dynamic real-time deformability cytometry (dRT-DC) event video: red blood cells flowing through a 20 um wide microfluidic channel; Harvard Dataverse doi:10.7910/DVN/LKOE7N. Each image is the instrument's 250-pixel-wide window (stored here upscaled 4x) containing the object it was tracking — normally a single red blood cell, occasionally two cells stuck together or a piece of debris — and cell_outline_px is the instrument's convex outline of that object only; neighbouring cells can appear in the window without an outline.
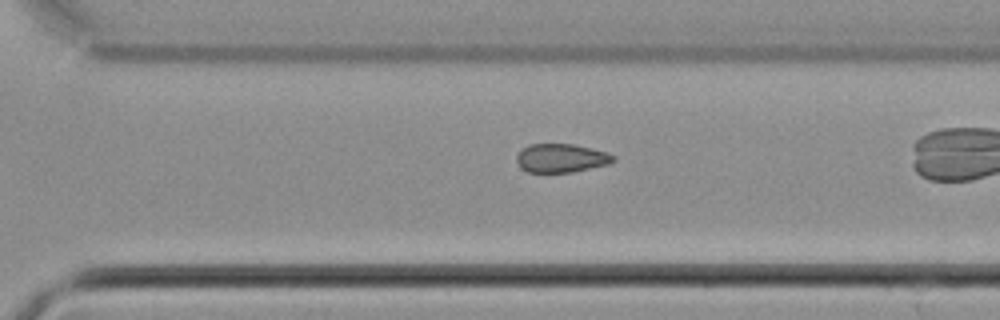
{"species": "common noctule bat (a hibernating species)", "species_latin": "Nyctalus noctula", "temperature_condition": "cold", "stored_images_in_passage": 27, "camera_frame_rate_fps": 3000, "um_per_image_px": 0.085, "animal": {"sex": "male", "body_mass_g": 21.5, "forearm_length_mm": 52.0}, "frame": {"image": 1, "passage_image": 23, "time_ms": 7.333, "image_size_px": [1000, 320], "cell_outline_px": [[616, 160], [608, 164], [572, 172], [528, 172], [520, 168], [516, 160], [516, 156], [528, 144], [572, 144], [608, 152], [616, 156]], "centroid_in_image_um": [47.71, 13.44], "position_along_channel_um": 322.9, "area_um2": 16.13}}